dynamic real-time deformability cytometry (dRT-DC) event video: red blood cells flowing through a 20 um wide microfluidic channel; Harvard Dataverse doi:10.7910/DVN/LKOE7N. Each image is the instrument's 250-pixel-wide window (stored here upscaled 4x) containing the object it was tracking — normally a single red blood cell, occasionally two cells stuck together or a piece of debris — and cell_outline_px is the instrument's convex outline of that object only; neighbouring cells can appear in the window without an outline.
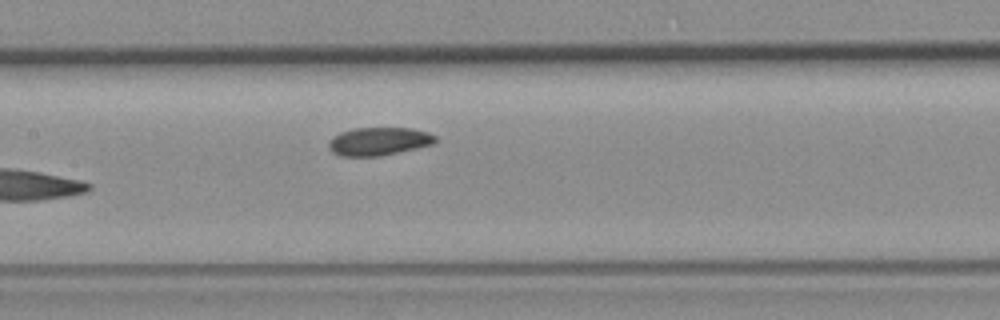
{"species": "common noctule bat (a hibernating species)", "species_latin": "Nyctalus noctula", "temperature_condition": "room temperature", "stored_images_in_passage": 6, "camera_frame_rate_fps": 3000, "um_per_image_px": 0.085, "animal": {"sex": "female", "body_mass_g": 19.3, "forearm_length_mm": 54.1}, "frame": {"image": 1, "passage_image": 6, "time_ms": 7.333, "image_size_px": [1000, 320], "cell_outline_px": [[436, 140], [432, 144], [416, 148], [380, 156], [340, 156], [332, 152], [328, 148], [328, 140], [332, 136], [340, 132], [352, 128], [412, 128], [428, 132], [436, 136]], "centroid_in_image_um": [32.14, 12.01], "position_along_channel_um": 175.3, "area_um2": 17.57}}